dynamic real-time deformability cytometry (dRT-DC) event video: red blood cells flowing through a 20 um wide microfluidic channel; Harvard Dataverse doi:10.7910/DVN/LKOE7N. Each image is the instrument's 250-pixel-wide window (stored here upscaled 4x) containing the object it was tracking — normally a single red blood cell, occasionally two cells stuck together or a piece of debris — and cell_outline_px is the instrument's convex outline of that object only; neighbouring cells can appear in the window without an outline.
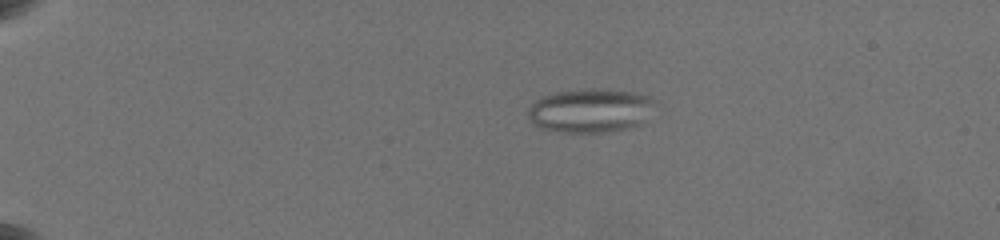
{"species": "common noctule bat (a hibernating species)", "species_latin": "Nyctalus noctula", "temperature_condition": "warm", "stored_images_in_passage": 27, "camera_frame_rate_fps": 3000, "um_per_image_px": 0.085, "animal": {"sex": "female", "body_mass_g": 19.5, "forearm_length_mm": 54.1}, "frame": {"image": 1, "passage_image": 12, "time_ms": 5.0, "image_size_px": [1000, 240], "cell_outline_px": [[660, 104], [640, 124], [628, 128], [604, 132], [564, 132], [544, 128], [536, 124], [528, 116], [528, 108], [536, 100], [544, 96], [556, 92], [584, 88], [596, 88], [632, 92], [648, 96], [656, 100]], "centroid_in_image_um": [50.26, 9.37], "position_along_channel_um": 34.7, "area_um2": 32.54}}
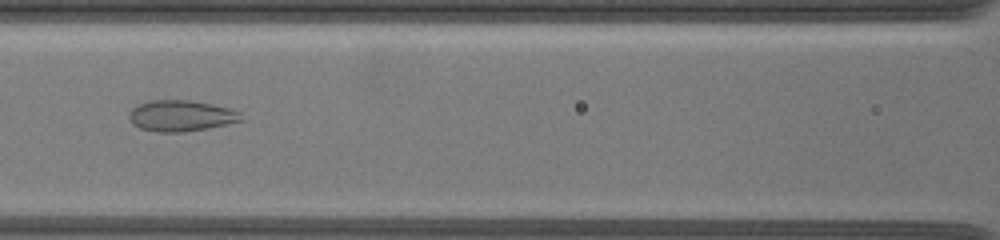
{"frame": {"image": 2, "passage_image": 24, "time_ms": 10.667, "image_size_px": [1000, 240], "cell_outline_px": [[244, 120], [228, 124], [208, 128], [184, 132], [156, 132], [140, 128], [132, 124], [128, 116], [132, 108], [148, 100], [192, 100], [232, 108], [240, 112]], "centroid_in_image_um": [15.41, 9.84], "position_along_channel_um": 151.2, "area_um2": 20.52}}
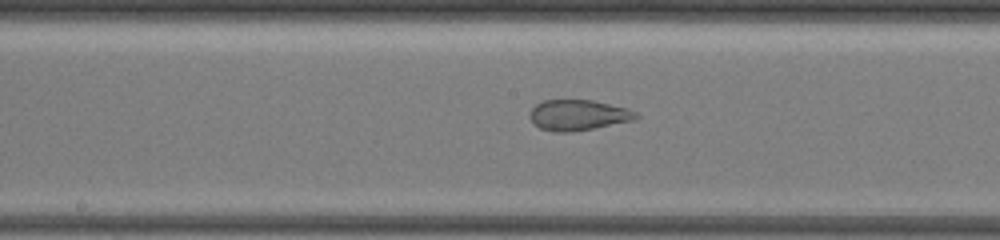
{"frame": {"image": 3, "passage_image": 27, "time_ms": 12.0, "image_size_px": [1000, 240], "cell_outline_px": [[640, 116], [632, 120], [592, 128], [568, 132], [552, 132], [540, 128], [532, 124], [528, 116], [532, 108], [536, 104], [544, 100], [592, 100], [628, 108], [636, 112]], "centroid_in_image_um": [49.09, 9.78], "position_along_channel_um": 199.1, "area_um2": 18.9}}